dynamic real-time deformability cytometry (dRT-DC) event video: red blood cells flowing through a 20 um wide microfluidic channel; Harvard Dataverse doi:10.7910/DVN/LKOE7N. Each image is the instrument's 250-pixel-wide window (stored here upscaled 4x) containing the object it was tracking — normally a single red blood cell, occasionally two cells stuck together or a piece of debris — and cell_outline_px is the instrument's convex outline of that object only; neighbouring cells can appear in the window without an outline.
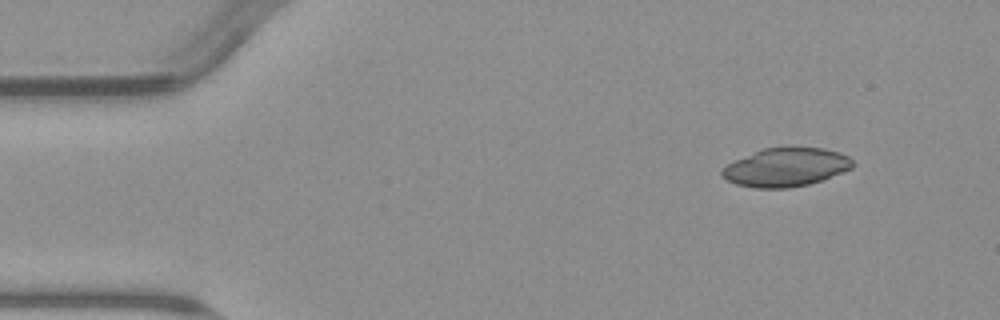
{"species": "common noctule bat (a hibernating species)", "species_latin": "Nyctalus noctula", "temperature_condition": "warm", "stored_images_in_passage": 7, "camera_frame_rate_fps": 3000, "um_per_image_px": 0.085, "animal": {"sex": "male", "body_mass_g": 23.1, "forearm_length_mm": 52.7}, "frame": {"image": 1, "passage_image": 1, "time_ms": 0.0, "image_size_px": [1000, 320], "cell_outline_px": [[852, 168], [820, 180], [808, 184], [788, 188], [752, 188], [736, 184], [720, 176], [720, 168], [736, 160], [764, 148], [824, 148], [840, 152], [848, 156], [852, 160]], "centroid_in_image_um": [66.76, 14.23], "position_along_channel_um": 18.2, "area_um2": 29.02}}